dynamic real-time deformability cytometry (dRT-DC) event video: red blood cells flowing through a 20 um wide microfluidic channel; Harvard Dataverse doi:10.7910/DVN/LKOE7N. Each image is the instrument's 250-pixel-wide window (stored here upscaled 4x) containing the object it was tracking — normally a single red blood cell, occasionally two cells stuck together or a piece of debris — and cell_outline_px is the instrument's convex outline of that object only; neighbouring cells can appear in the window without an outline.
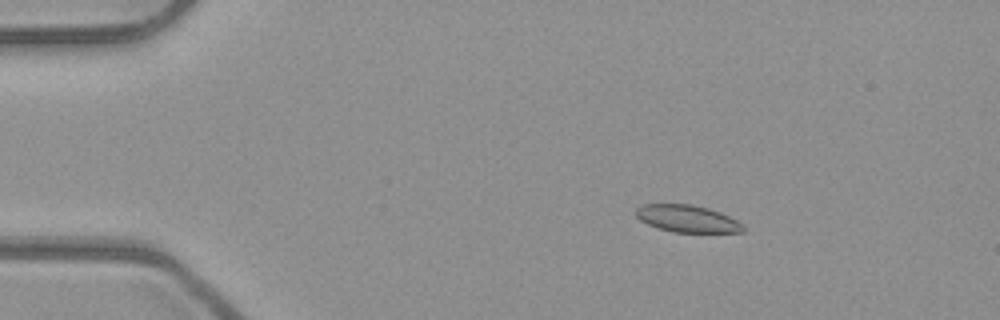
{"species": "common noctule bat (a hibernating species)", "species_latin": "Nyctalus noctula", "temperature_condition": "room temperature", "stored_images_in_passage": 53, "camera_frame_rate_fps": 3000, "um_per_image_px": 0.085, "animal": {"sex": "male", "body_mass_g": 23.1, "forearm_length_mm": 52.7}, "frame": {"image": 1, "passage_image": 9, "time_ms": 2.667, "image_size_px": [1000, 320], "cell_outline_px": [[744, 232], [672, 232], [648, 224], [640, 220], [636, 216], [636, 208], [644, 204], [692, 204], [708, 208], [720, 212], [744, 224]], "centroid_in_image_um": [58.43, 18.58], "position_along_channel_um": 26.6, "area_um2": 16.88}}
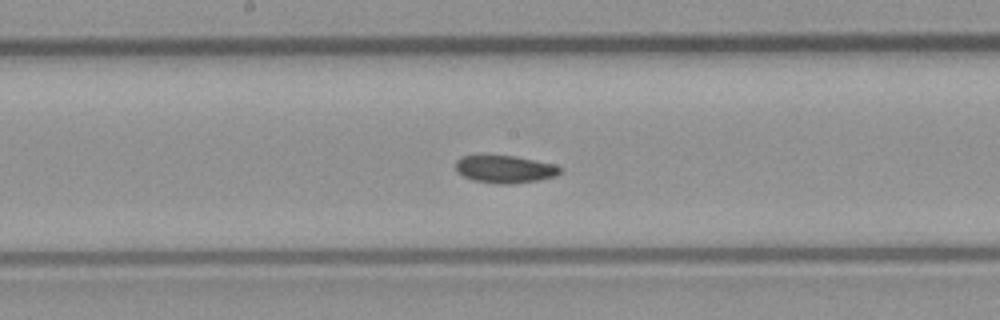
{"frame": {"image": 2, "passage_image": 28, "time_ms": 9.0, "image_size_px": [1000, 320], "cell_outline_px": [[564, 168], [556, 176], [536, 180], [512, 184], [496, 184], [472, 180], [456, 172], [456, 160], [460, 156], [480, 152], [484, 152], [516, 156], [556, 164]], "centroid_in_image_um": [42.85, 14.32], "position_along_channel_um": 205.3, "area_um2": 17.74}}
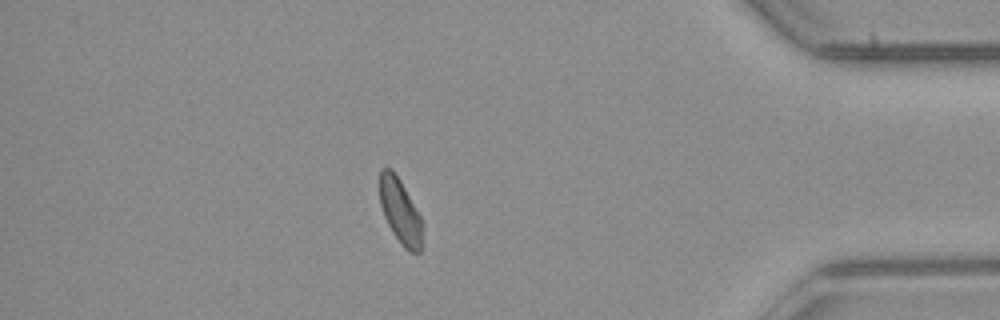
{"frame": {"image": 3, "passage_image": 46, "time_ms": 15.0, "image_size_px": [1000, 320], "cell_outline_px": [[424, 224], [420, 252], [408, 252], [404, 248], [392, 232], [384, 216], [380, 204], [380, 168], [392, 168], [400, 180], [420, 216]], "centroid_in_image_um": [34.03, 17.98], "position_along_channel_um": 401.2, "area_um2": 16.18}}